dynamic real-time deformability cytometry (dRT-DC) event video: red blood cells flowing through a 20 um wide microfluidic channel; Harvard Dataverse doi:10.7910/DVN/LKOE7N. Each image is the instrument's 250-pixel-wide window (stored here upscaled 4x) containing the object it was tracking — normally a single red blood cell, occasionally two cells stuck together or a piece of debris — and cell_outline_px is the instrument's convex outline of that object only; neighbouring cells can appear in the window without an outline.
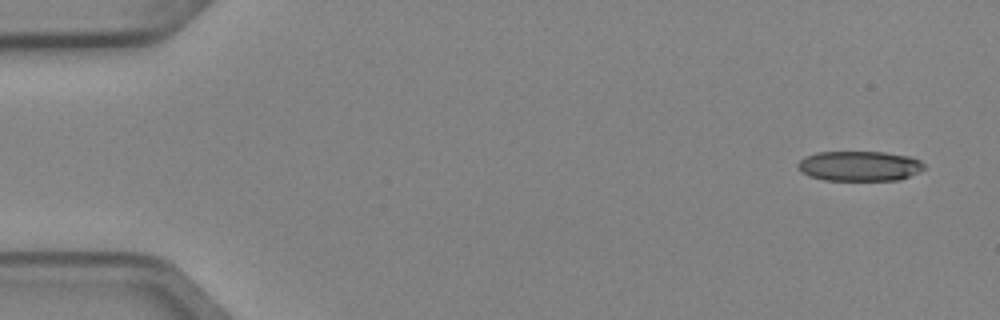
{"species": "Egyptian fruit bat (a non-hibernating species)", "species_latin": "Rousettus aegyptiacus", "temperature_condition": "cold", "stored_images_in_passage": 5, "camera_frame_rate_fps": 3000, "um_per_image_px": 0.085, "animal": {"sex": "female"}, "frame": {"image": 1, "passage_image": 1, "time_ms": 0.0, "image_size_px": [1000, 320], "cell_outline_px": [[924, 168], [900, 180], [824, 180], [808, 176], [800, 172], [796, 164], [804, 156], [816, 152], [884, 152], [912, 156], [920, 160], [924, 164]], "centroid_in_image_um": [73.01, 14.1], "position_along_channel_um": 12.0, "area_um2": 22.25}}
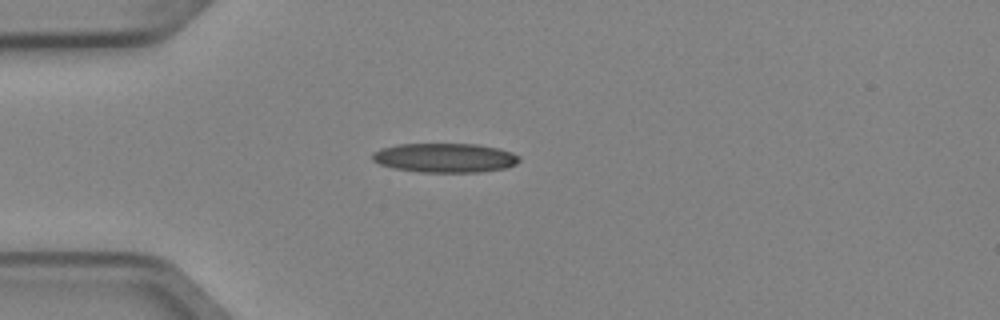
{"frame": {"image": 2, "passage_image": 4, "time_ms": 1.0, "image_size_px": [1000, 320], "cell_outline_px": [[520, 160], [516, 164], [508, 168], [480, 172], [420, 172], [392, 168], [380, 164], [372, 160], [372, 152], [380, 148], [400, 144], [476, 144], [500, 148], [512, 152], [520, 156]], "centroid_in_image_um": [37.84, 13.41], "position_along_channel_um": 47.2, "area_um2": 25.32}}